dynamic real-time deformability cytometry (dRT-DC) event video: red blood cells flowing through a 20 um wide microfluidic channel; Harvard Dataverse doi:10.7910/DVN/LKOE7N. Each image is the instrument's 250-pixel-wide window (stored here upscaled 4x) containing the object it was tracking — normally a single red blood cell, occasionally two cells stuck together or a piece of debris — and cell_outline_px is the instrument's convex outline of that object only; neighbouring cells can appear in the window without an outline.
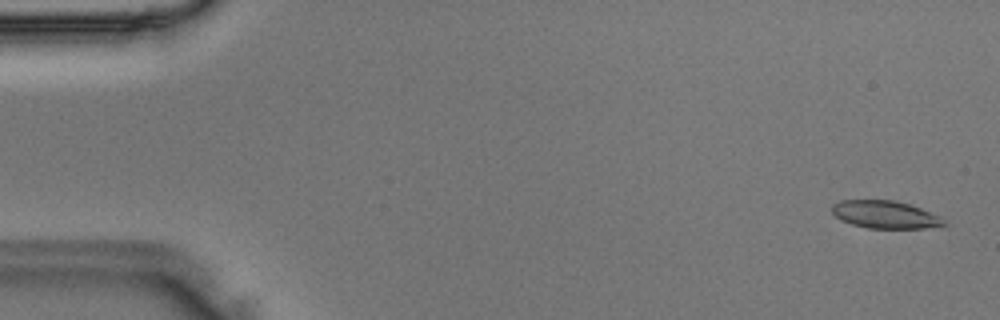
{"species": "Egyptian fruit bat (a non-hibernating species)", "species_latin": "Rousettus aegyptiacus", "temperature_condition": "room temperature", "stored_images_in_passage": 49, "segment_of_instrument_passage": [1, 2], "camera_frame_rate_fps": 3000, "um_per_image_px": 0.085, "animal": {"sex": "male"}, "frame": {"image": 1, "passage_image": 2, "time_ms": 0.333, "image_size_px": [1000, 320], "cell_outline_px": [[948, 224], [924, 228], [868, 228], [852, 224], [840, 220], [832, 212], [832, 204], [840, 200], [892, 200], [908, 204], [920, 208], [940, 216]], "centroid_in_image_um": [75.21, 18.24], "position_along_channel_um": 9.8, "area_um2": 17.92}}
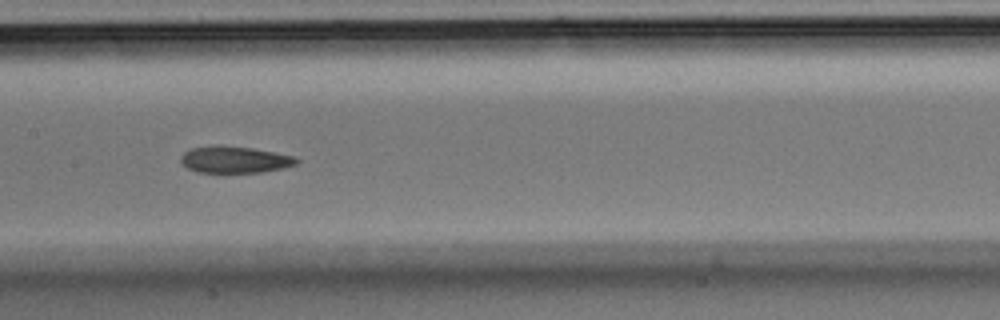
{"frame": {"image": 2, "passage_image": 24, "time_ms": 7.667, "image_size_px": [1000, 320], "cell_outline_px": [[300, 160], [296, 164], [284, 168], [260, 172], [196, 172], [188, 168], [180, 160], [180, 156], [184, 152], [192, 148], [212, 144], [216, 144], [252, 148], [296, 156]], "centroid_in_image_um": [19.95, 13.55], "position_along_channel_um": 187.5, "area_um2": 18.15}}
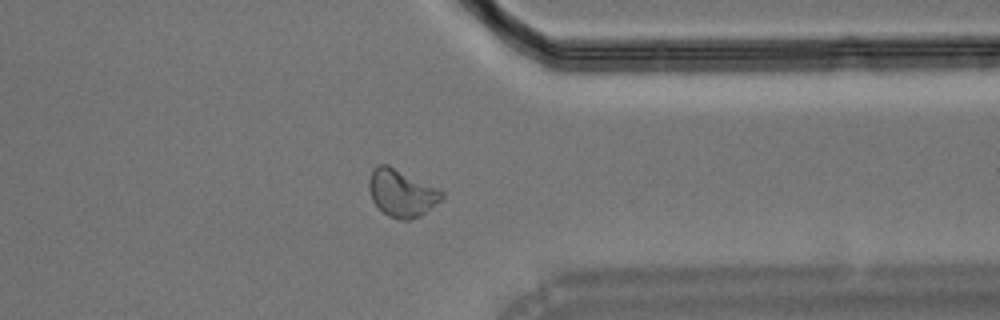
{"frame": {"image": 3, "passage_image": 38, "time_ms": 12.333, "image_size_px": [1000, 320], "cell_outline_px": [[444, 196], [440, 200], [420, 216], [408, 220], [400, 220], [388, 216], [372, 200], [368, 188], [368, 180], [372, 168], [376, 164], [388, 164], [444, 192]], "centroid_in_image_um": [34.09, 16.39], "position_along_channel_um": 377.3, "area_um2": 19.88}}